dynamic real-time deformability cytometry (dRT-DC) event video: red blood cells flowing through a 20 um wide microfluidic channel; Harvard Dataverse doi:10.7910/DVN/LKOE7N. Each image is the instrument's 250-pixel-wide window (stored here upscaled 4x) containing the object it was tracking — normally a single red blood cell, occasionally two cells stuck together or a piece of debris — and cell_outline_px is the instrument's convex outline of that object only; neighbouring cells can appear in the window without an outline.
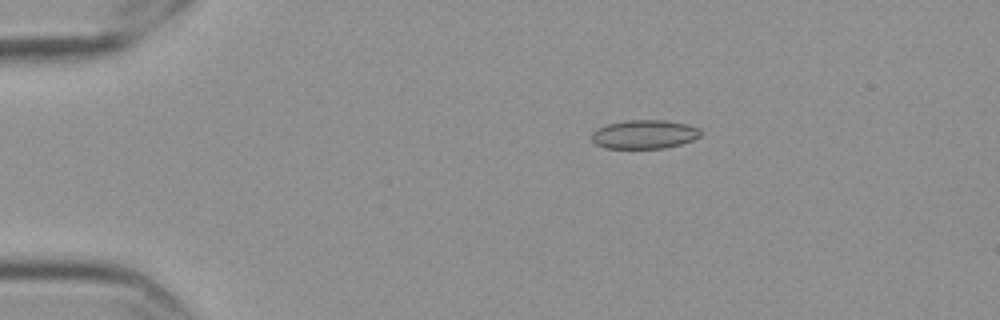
{"species": "Egyptian fruit bat (a non-hibernating species)", "species_latin": "Rousettus aegyptiacus", "temperature_condition": "cold", "stored_images_in_passage": 52, "camera_frame_rate_fps": 3000, "um_per_image_px": 0.085, "frame": {"image": 1, "passage_image": 6, "time_ms": 1.667, "image_size_px": [1000, 320], "cell_outline_px": [[700, 136], [692, 140], [680, 144], [664, 148], [604, 148], [596, 144], [592, 140], [592, 132], [608, 124], [628, 120], [664, 120], [688, 124], [700, 128]], "centroid_in_image_um": [54.79, 11.42], "position_along_channel_um": 30.2, "area_um2": 18.15}}
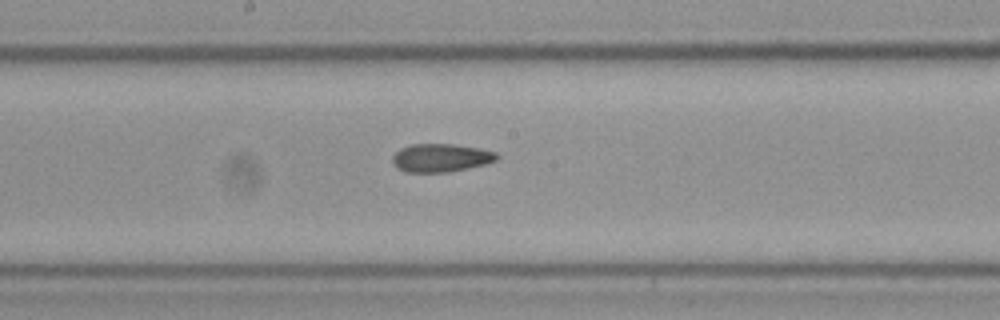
{"frame": {"image": 2, "passage_image": 26, "time_ms": 8.333, "image_size_px": [1000, 320], "cell_outline_px": [[500, 156], [496, 160], [484, 164], [468, 168], [448, 172], [404, 172], [396, 168], [392, 164], [392, 156], [400, 148], [412, 144], [452, 144], [480, 148], [496, 152]], "centroid_in_image_um": [37.44, 13.41], "position_along_channel_um": 210.8, "area_um2": 17.28}}
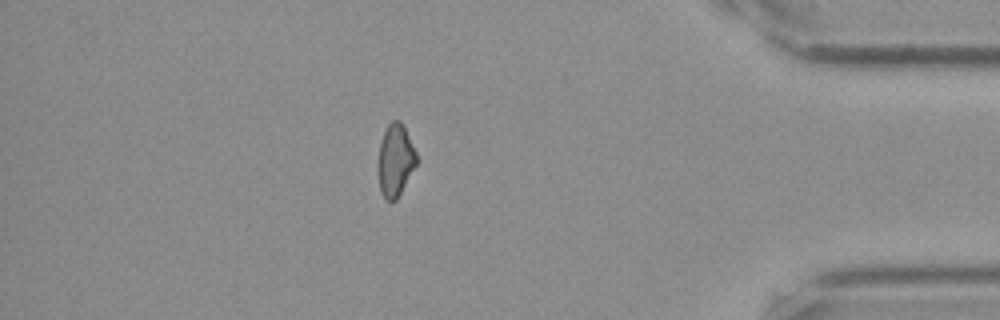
{"frame": {"image": 3, "passage_image": 45, "time_ms": 14.667, "image_size_px": [1000, 320], "cell_outline_px": [[416, 164], [396, 200], [384, 200], [380, 192], [376, 168], [376, 164], [380, 144], [384, 132], [388, 124], [392, 120], [400, 120], [416, 152]], "centroid_in_image_um": [33.55, 13.65], "position_along_channel_um": 401.7, "area_um2": 16.18}, "authors_computed_cell_mechanics": {"area_um2": 17.2822, "velocity_mm_per_s": 3.5754, "shape_relaxation_time_tau1_ms": null, "shape_relaxation_time_tau2_ms": 4.0056, "deformation_change_tau1": null, "deformation_change_tau2": 0.1063}}